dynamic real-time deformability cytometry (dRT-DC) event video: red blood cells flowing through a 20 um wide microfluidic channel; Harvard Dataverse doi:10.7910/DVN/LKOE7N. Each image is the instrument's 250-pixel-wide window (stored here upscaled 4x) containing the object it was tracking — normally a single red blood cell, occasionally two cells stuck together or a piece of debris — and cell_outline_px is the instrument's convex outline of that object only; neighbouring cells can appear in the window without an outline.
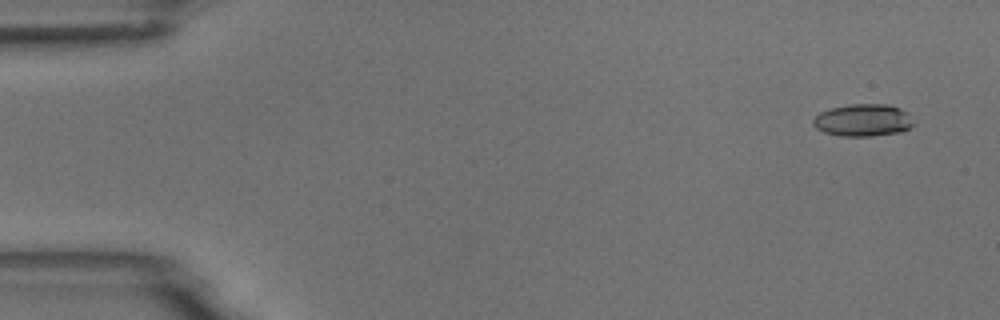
{"species": "common noctule bat (a hibernating species)", "species_latin": "Nyctalus noctula", "temperature_condition": "room temperature", "stored_images_in_passage": 5, "camera_frame_rate_fps": 3000, "um_per_image_px": 0.085, "animal": {"sex": "male", "body_mass_g": 18.8}, "frame": {"image": 1, "passage_image": 2, "time_ms": 1.0, "image_size_px": [1000, 320], "cell_outline_px": [[916, 120], [908, 128], [900, 132], [872, 136], [840, 136], [824, 132], [816, 128], [812, 124], [812, 120], [820, 112], [832, 108], [852, 104], [888, 104], [900, 108], [908, 112]], "centroid_in_image_um": [73.38, 10.21], "position_along_channel_um": 11.6, "area_um2": 19.02}}
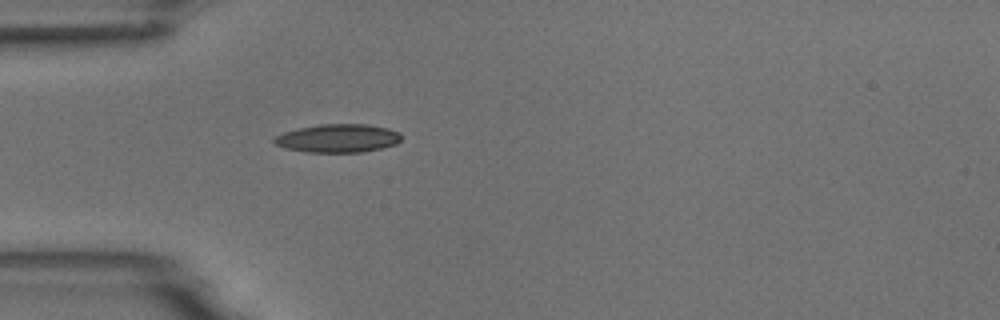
{"frame": {"image": 2, "passage_image": 5, "time_ms": 5.333, "image_size_px": [1000, 320], "cell_outline_px": [[400, 140], [396, 144], [380, 148], [360, 152], [308, 152], [284, 148], [276, 144], [272, 140], [276, 136], [284, 132], [300, 128], [320, 124], [368, 124], [388, 128], [400, 132]], "centroid_in_image_um": [28.73, 11.75], "position_along_channel_um": 56.3, "area_um2": 20.87}}